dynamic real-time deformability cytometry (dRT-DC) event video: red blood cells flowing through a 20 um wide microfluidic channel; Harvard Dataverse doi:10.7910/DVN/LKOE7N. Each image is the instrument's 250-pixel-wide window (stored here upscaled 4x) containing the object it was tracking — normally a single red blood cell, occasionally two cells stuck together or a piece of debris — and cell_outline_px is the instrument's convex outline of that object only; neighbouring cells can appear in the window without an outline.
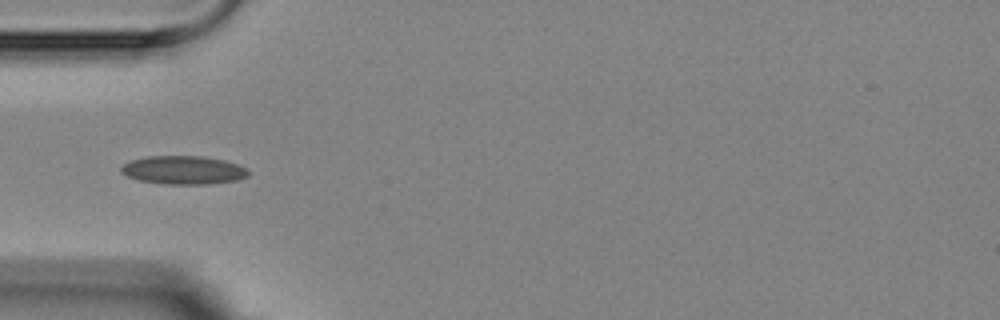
{"species": "Egyptian fruit bat (a non-hibernating species)", "species_latin": "Rousettus aegyptiacus", "temperature_condition": "room temperature", "stored_images_in_passage": 6, "camera_frame_rate_fps": 3000, "um_per_image_px": 0.085, "animal": {"sex": "female"}, "frame": {"image": 1, "passage_image": 5, "time_ms": 4.667, "image_size_px": [1000, 320], "cell_outline_px": [[248, 176], [236, 180], [208, 184], [164, 184], [140, 180], [128, 176], [120, 172], [120, 168], [124, 164], [132, 160], [148, 156], [200, 156], [224, 160], [236, 164], [244, 168], [248, 172]], "centroid_in_image_um": [15.56, 14.46], "position_along_channel_um": 69.4, "area_um2": 20.81}}
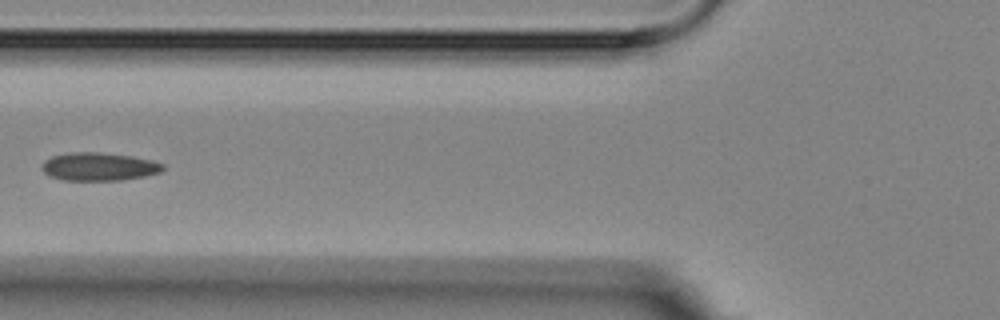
{"frame": {"image": 2, "passage_image": 6, "time_ms": 6.0, "image_size_px": [1000, 320], "cell_outline_px": [[164, 168], [160, 172], [144, 176], [120, 180], [64, 180], [52, 176], [44, 172], [40, 168], [44, 160], [52, 156], [72, 152], [96, 152], [132, 156], [152, 160], [164, 164]], "centroid_in_image_um": [8.4, 14.16], "position_along_channel_um": 117.4, "area_um2": 19.71}}